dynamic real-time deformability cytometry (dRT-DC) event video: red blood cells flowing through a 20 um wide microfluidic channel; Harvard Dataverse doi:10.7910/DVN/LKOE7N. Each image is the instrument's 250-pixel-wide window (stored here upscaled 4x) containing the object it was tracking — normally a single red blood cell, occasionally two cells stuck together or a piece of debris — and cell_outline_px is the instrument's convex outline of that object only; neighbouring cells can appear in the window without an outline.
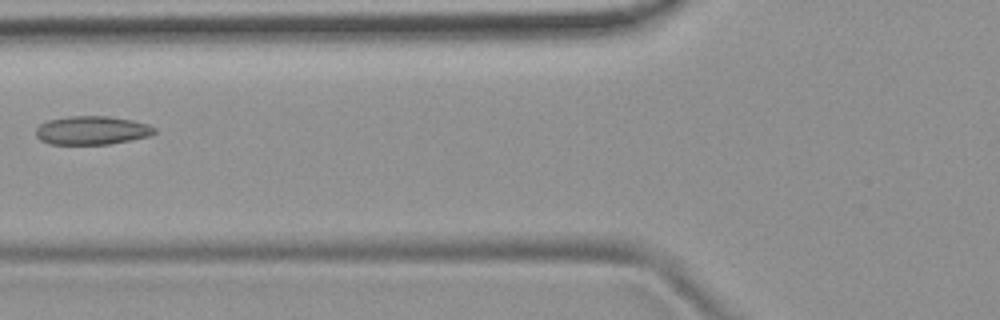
{"species": "common noctule bat (a hibernating species)", "species_latin": "Nyctalus noctula", "temperature_condition": "room temperature", "stored_images_in_passage": 7, "camera_frame_rate_fps": 3000, "um_per_image_px": 0.085, "animal": {"sex": "female", "body_mass_g": 19.9}, "frame": {"image": 1, "passage_image": 6, "time_ms": 7.0, "image_size_px": [1000, 320], "cell_outline_px": [[156, 132], [148, 136], [108, 144], [48, 144], [40, 140], [36, 136], [36, 128], [40, 124], [48, 120], [68, 116], [108, 116], [132, 120], [148, 124], [156, 128]], "centroid_in_image_um": [7.78, 11.07], "position_along_channel_um": 118.0, "area_um2": 19.71}}
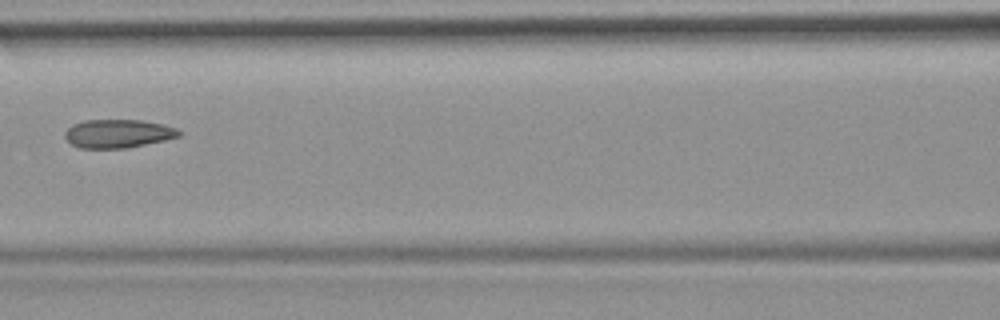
{"frame": {"image": 2, "passage_image": 7, "time_ms": 8.0, "image_size_px": [1000, 320], "cell_outline_px": [[180, 136], [164, 140], [128, 148], [80, 148], [72, 144], [64, 136], [64, 132], [72, 124], [84, 120], [140, 120], [164, 124], [176, 128], [180, 132]], "centroid_in_image_um": [10.01, 11.35], "position_along_channel_um": 156.6, "area_um2": 18.9}}